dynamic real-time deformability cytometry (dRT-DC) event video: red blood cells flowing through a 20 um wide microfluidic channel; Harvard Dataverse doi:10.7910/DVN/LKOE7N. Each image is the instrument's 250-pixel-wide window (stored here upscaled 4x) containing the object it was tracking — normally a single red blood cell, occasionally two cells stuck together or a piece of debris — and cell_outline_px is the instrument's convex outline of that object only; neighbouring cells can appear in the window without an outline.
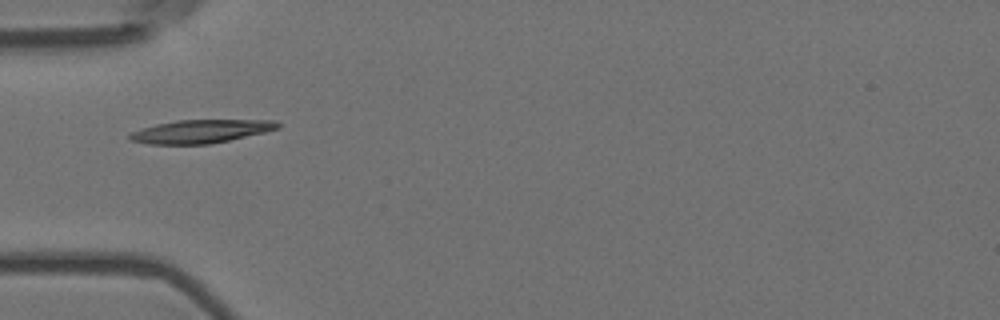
{"species": "Egyptian fruit bat (a non-hibernating species)", "species_latin": "Rousettus aegyptiacus", "temperature_condition": "room temperature", "stored_images_in_passage": 5, "camera_frame_rate_fps": 3000, "um_per_image_px": 0.085, "animal": {"sex": "female"}, "frame": {"image": 1, "passage_image": 1, "time_ms": 0.0, "image_size_px": [1000, 320], "cell_outline_px": [[280, 128], [264, 132], [228, 140], [208, 144], [148, 144], [132, 140], [128, 136], [132, 132], [156, 124], [176, 120], [272, 120], [280, 124]], "centroid_in_image_um": [17.08, 11.16], "position_along_channel_um": 67.9, "area_um2": 19.77}}
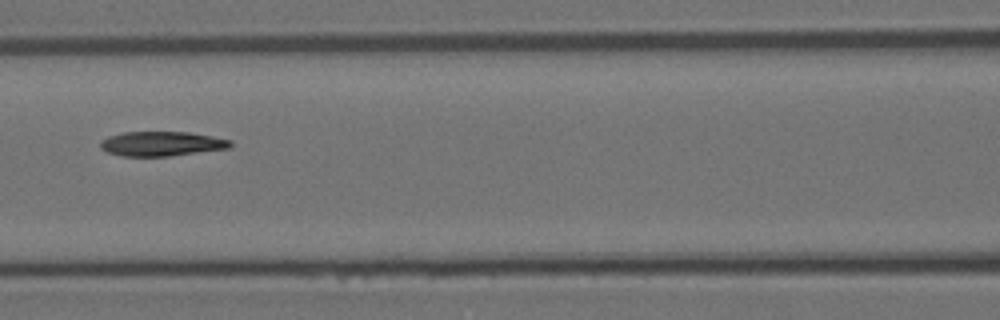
{"frame": {"image": 2, "passage_image": 3, "time_ms": 0.667, "image_size_px": [1000, 320], "cell_outline_px": [[232, 144], [228, 148], [168, 156], [120, 156], [108, 152], [100, 148], [100, 140], [108, 136], [124, 132], [188, 132], [212, 136], [232, 140]], "centroid_in_image_um": [13.7, 12.21], "position_along_channel_um": 152.9, "area_um2": 18.55}}
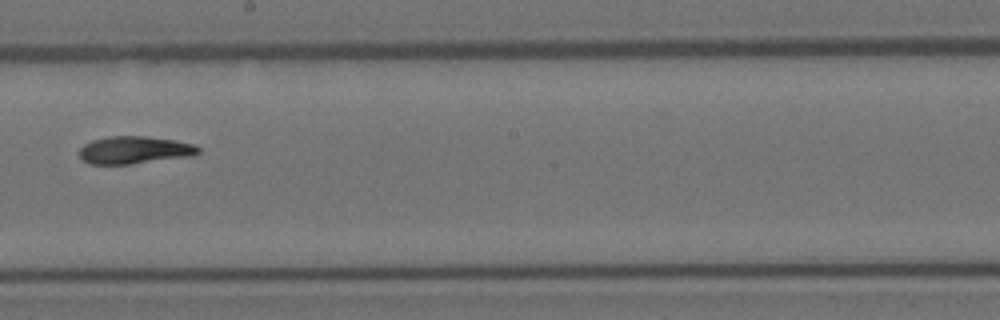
{"frame": {"image": 3, "passage_image": 5, "time_ms": 1.333, "image_size_px": [1000, 320], "cell_outline_px": [[200, 152], [192, 156], [128, 164], [88, 164], [80, 156], [80, 148], [84, 144], [92, 140], [108, 136], [144, 136], [176, 140], [196, 144], [200, 148]], "centroid_in_image_um": [11.45, 12.74], "position_along_channel_um": 236.7, "area_um2": 19.13}}